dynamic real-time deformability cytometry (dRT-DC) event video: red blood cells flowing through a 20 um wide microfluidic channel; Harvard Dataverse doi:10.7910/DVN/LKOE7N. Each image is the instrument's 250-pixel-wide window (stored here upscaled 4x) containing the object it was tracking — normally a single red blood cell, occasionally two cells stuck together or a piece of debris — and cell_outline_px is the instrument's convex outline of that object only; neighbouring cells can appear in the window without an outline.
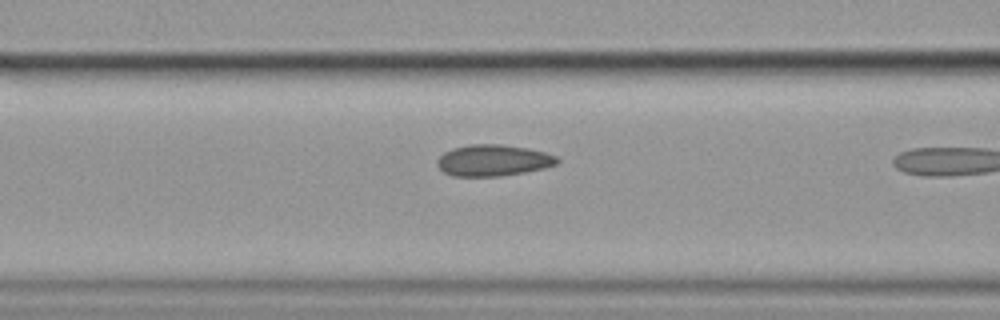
{"species": "common noctule bat (a hibernating species)", "species_latin": "Nyctalus noctula", "temperature_condition": "cold", "stored_images_in_passage": 10, "camera_frame_rate_fps": 3000, "um_per_image_px": 0.085, "animal": {"sex": "female", "body_mass_g": 19.9}, "frame": {"image": 1, "passage_image": 9, "time_ms": 2.667, "image_size_px": [1000, 320], "cell_outline_px": [[560, 160], [556, 164], [544, 168], [524, 172], [500, 176], [452, 176], [444, 172], [436, 164], [436, 160], [444, 152], [452, 148], [468, 144], [500, 144], [528, 148], [544, 152], [556, 156]], "centroid_in_image_um": [41.89, 13.62], "position_along_channel_um": 124.7, "area_um2": 21.96}}